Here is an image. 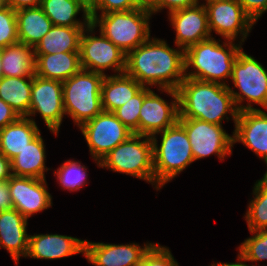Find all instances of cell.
Wrapping results in <instances>:
<instances>
[{
    "label": "cell",
    "mask_w": 267,
    "mask_h": 266,
    "mask_svg": "<svg viewBox=\"0 0 267 266\" xmlns=\"http://www.w3.org/2000/svg\"><path fill=\"white\" fill-rule=\"evenodd\" d=\"M84 243L77 237L61 234H33L29 235L28 251L25 258L58 260L69 256L84 255Z\"/></svg>",
    "instance_id": "obj_19"
},
{
    "label": "cell",
    "mask_w": 267,
    "mask_h": 266,
    "mask_svg": "<svg viewBox=\"0 0 267 266\" xmlns=\"http://www.w3.org/2000/svg\"><path fill=\"white\" fill-rule=\"evenodd\" d=\"M136 266H179L169 247L154 243Z\"/></svg>",
    "instance_id": "obj_35"
},
{
    "label": "cell",
    "mask_w": 267,
    "mask_h": 266,
    "mask_svg": "<svg viewBox=\"0 0 267 266\" xmlns=\"http://www.w3.org/2000/svg\"><path fill=\"white\" fill-rule=\"evenodd\" d=\"M46 145L41 133L26 148L11 160V172L14 176L46 179L50 168L46 167Z\"/></svg>",
    "instance_id": "obj_24"
},
{
    "label": "cell",
    "mask_w": 267,
    "mask_h": 266,
    "mask_svg": "<svg viewBox=\"0 0 267 266\" xmlns=\"http://www.w3.org/2000/svg\"><path fill=\"white\" fill-rule=\"evenodd\" d=\"M204 6L210 33L213 31L223 39L239 40L244 44L255 23L245 13L238 0L210 2Z\"/></svg>",
    "instance_id": "obj_13"
},
{
    "label": "cell",
    "mask_w": 267,
    "mask_h": 266,
    "mask_svg": "<svg viewBox=\"0 0 267 266\" xmlns=\"http://www.w3.org/2000/svg\"><path fill=\"white\" fill-rule=\"evenodd\" d=\"M125 73L143 87L177 90L185 79L184 50L151 36L126 54Z\"/></svg>",
    "instance_id": "obj_1"
},
{
    "label": "cell",
    "mask_w": 267,
    "mask_h": 266,
    "mask_svg": "<svg viewBox=\"0 0 267 266\" xmlns=\"http://www.w3.org/2000/svg\"><path fill=\"white\" fill-rule=\"evenodd\" d=\"M40 7L53 25L87 27L91 23L88 8L80 0H42ZM82 13V20L77 15Z\"/></svg>",
    "instance_id": "obj_26"
},
{
    "label": "cell",
    "mask_w": 267,
    "mask_h": 266,
    "mask_svg": "<svg viewBox=\"0 0 267 266\" xmlns=\"http://www.w3.org/2000/svg\"><path fill=\"white\" fill-rule=\"evenodd\" d=\"M35 58V75L45 79L64 82L82 69L80 52L35 54Z\"/></svg>",
    "instance_id": "obj_21"
},
{
    "label": "cell",
    "mask_w": 267,
    "mask_h": 266,
    "mask_svg": "<svg viewBox=\"0 0 267 266\" xmlns=\"http://www.w3.org/2000/svg\"><path fill=\"white\" fill-rule=\"evenodd\" d=\"M28 220L16 209L0 212V249L10 254L15 266L28 251L29 235Z\"/></svg>",
    "instance_id": "obj_20"
},
{
    "label": "cell",
    "mask_w": 267,
    "mask_h": 266,
    "mask_svg": "<svg viewBox=\"0 0 267 266\" xmlns=\"http://www.w3.org/2000/svg\"><path fill=\"white\" fill-rule=\"evenodd\" d=\"M151 139L155 190L160 191L195 161L188 135L178 121L173 126L155 134Z\"/></svg>",
    "instance_id": "obj_4"
},
{
    "label": "cell",
    "mask_w": 267,
    "mask_h": 266,
    "mask_svg": "<svg viewBox=\"0 0 267 266\" xmlns=\"http://www.w3.org/2000/svg\"><path fill=\"white\" fill-rule=\"evenodd\" d=\"M155 0H141L142 4L149 7Z\"/></svg>",
    "instance_id": "obj_45"
},
{
    "label": "cell",
    "mask_w": 267,
    "mask_h": 266,
    "mask_svg": "<svg viewBox=\"0 0 267 266\" xmlns=\"http://www.w3.org/2000/svg\"><path fill=\"white\" fill-rule=\"evenodd\" d=\"M3 76L33 77L35 75L34 48L17 42L0 49Z\"/></svg>",
    "instance_id": "obj_28"
},
{
    "label": "cell",
    "mask_w": 267,
    "mask_h": 266,
    "mask_svg": "<svg viewBox=\"0 0 267 266\" xmlns=\"http://www.w3.org/2000/svg\"><path fill=\"white\" fill-rule=\"evenodd\" d=\"M238 2L255 24L267 12V0H238Z\"/></svg>",
    "instance_id": "obj_38"
},
{
    "label": "cell",
    "mask_w": 267,
    "mask_h": 266,
    "mask_svg": "<svg viewBox=\"0 0 267 266\" xmlns=\"http://www.w3.org/2000/svg\"><path fill=\"white\" fill-rule=\"evenodd\" d=\"M37 113L48 130L58 136L63 118L66 116L61 81L33 76L31 104L27 118L35 122L34 116H37Z\"/></svg>",
    "instance_id": "obj_12"
},
{
    "label": "cell",
    "mask_w": 267,
    "mask_h": 266,
    "mask_svg": "<svg viewBox=\"0 0 267 266\" xmlns=\"http://www.w3.org/2000/svg\"><path fill=\"white\" fill-rule=\"evenodd\" d=\"M237 262L235 263H231V262H215L214 263H211V265H208V266H247L246 263H244L238 256H237Z\"/></svg>",
    "instance_id": "obj_43"
},
{
    "label": "cell",
    "mask_w": 267,
    "mask_h": 266,
    "mask_svg": "<svg viewBox=\"0 0 267 266\" xmlns=\"http://www.w3.org/2000/svg\"><path fill=\"white\" fill-rule=\"evenodd\" d=\"M18 40L35 48L52 28V21L40 6L16 10Z\"/></svg>",
    "instance_id": "obj_25"
},
{
    "label": "cell",
    "mask_w": 267,
    "mask_h": 266,
    "mask_svg": "<svg viewBox=\"0 0 267 266\" xmlns=\"http://www.w3.org/2000/svg\"><path fill=\"white\" fill-rule=\"evenodd\" d=\"M230 80L236 90L230 86L228 89L239 112L261 110V108L253 107L254 104L267 110V69L253 56L248 55L243 48L234 62Z\"/></svg>",
    "instance_id": "obj_8"
},
{
    "label": "cell",
    "mask_w": 267,
    "mask_h": 266,
    "mask_svg": "<svg viewBox=\"0 0 267 266\" xmlns=\"http://www.w3.org/2000/svg\"><path fill=\"white\" fill-rule=\"evenodd\" d=\"M144 99V87L126 104L116 109L113 113L132 132L139 134V115Z\"/></svg>",
    "instance_id": "obj_33"
},
{
    "label": "cell",
    "mask_w": 267,
    "mask_h": 266,
    "mask_svg": "<svg viewBox=\"0 0 267 266\" xmlns=\"http://www.w3.org/2000/svg\"><path fill=\"white\" fill-rule=\"evenodd\" d=\"M178 118H189L223 125V121L234 122L238 118L237 109L228 86L186 78L177 89Z\"/></svg>",
    "instance_id": "obj_2"
},
{
    "label": "cell",
    "mask_w": 267,
    "mask_h": 266,
    "mask_svg": "<svg viewBox=\"0 0 267 266\" xmlns=\"http://www.w3.org/2000/svg\"><path fill=\"white\" fill-rule=\"evenodd\" d=\"M8 4L15 11L22 8L38 7L42 0H7Z\"/></svg>",
    "instance_id": "obj_41"
},
{
    "label": "cell",
    "mask_w": 267,
    "mask_h": 266,
    "mask_svg": "<svg viewBox=\"0 0 267 266\" xmlns=\"http://www.w3.org/2000/svg\"><path fill=\"white\" fill-rule=\"evenodd\" d=\"M79 130L98 168L103 157L133 134L113 112L106 111L82 124Z\"/></svg>",
    "instance_id": "obj_10"
},
{
    "label": "cell",
    "mask_w": 267,
    "mask_h": 266,
    "mask_svg": "<svg viewBox=\"0 0 267 266\" xmlns=\"http://www.w3.org/2000/svg\"><path fill=\"white\" fill-rule=\"evenodd\" d=\"M91 23L84 29L80 39V64L83 70L100 73L104 76L108 70L115 74L125 72L126 53L114 45Z\"/></svg>",
    "instance_id": "obj_9"
},
{
    "label": "cell",
    "mask_w": 267,
    "mask_h": 266,
    "mask_svg": "<svg viewBox=\"0 0 267 266\" xmlns=\"http://www.w3.org/2000/svg\"><path fill=\"white\" fill-rule=\"evenodd\" d=\"M13 208L8 180L0 181V212Z\"/></svg>",
    "instance_id": "obj_40"
},
{
    "label": "cell",
    "mask_w": 267,
    "mask_h": 266,
    "mask_svg": "<svg viewBox=\"0 0 267 266\" xmlns=\"http://www.w3.org/2000/svg\"><path fill=\"white\" fill-rule=\"evenodd\" d=\"M233 144L242 143L267 163V110H245L238 114Z\"/></svg>",
    "instance_id": "obj_18"
},
{
    "label": "cell",
    "mask_w": 267,
    "mask_h": 266,
    "mask_svg": "<svg viewBox=\"0 0 267 266\" xmlns=\"http://www.w3.org/2000/svg\"><path fill=\"white\" fill-rule=\"evenodd\" d=\"M146 7L141 0H93L87 7L89 14H105L112 11H128Z\"/></svg>",
    "instance_id": "obj_36"
},
{
    "label": "cell",
    "mask_w": 267,
    "mask_h": 266,
    "mask_svg": "<svg viewBox=\"0 0 267 266\" xmlns=\"http://www.w3.org/2000/svg\"><path fill=\"white\" fill-rule=\"evenodd\" d=\"M3 77V71H2V63H1V57H0V79Z\"/></svg>",
    "instance_id": "obj_48"
},
{
    "label": "cell",
    "mask_w": 267,
    "mask_h": 266,
    "mask_svg": "<svg viewBox=\"0 0 267 266\" xmlns=\"http://www.w3.org/2000/svg\"><path fill=\"white\" fill-rule=\"evenodd\" d=\"M20 118L16 111L0 99V129H3L8 124L14 123Z\"/></svg>",
    "instance_id": "obj_39"
},
{
    "label": "cell",
    "mask_w": 267,
    "mask_h": 266,
    "mask_svg": "<svg viewBox=\"0 0 267 266\" xmlns=\"http://www.w3.org/2000/svg\"><path fill=\"white\" fill-rule=\"evenodd\" d=\"M100 168L141 179L155 189L151 137L133 133L103 157Z\"/></svg>",
    "instance_id": "obj_7"
},
{
    "label": "cell",
    "mask_w": 267,
    "mask_h": 266,
    "mask_svg": "<svg viewBox=\"0 0 267 266\" xmlns=\"http://www.w3.org/2000/svg\"><path fill=\"white\" fill-rule=\"evenodd\" d=\"M154 242L112 244L85 239L84 258L94 266H136Z\"/></svg>",
    "instance_id": "obj_17"
},
{
    "label": "cell",
    "mask_w": 267,
    "mask_h": 266,
    "mask_svg": "<svg viewBox=\"0 0 267 266\" xmlns=\"http://www.w3.org/2000/svg\"><path fill=\"white\" fill-rule=\"evenodd\" d=\"M17 42L16 11L9 6L0 11V49Z\"/></svg>",
    "instance_id": "obj_34"
},
{
    "label": "cell",
    "mask_w": 267,
    "mask_h": 266,
    "mask_svg": "<svg viewBox=\"0 0 267 266\" xmlns=\"http://www.w3.org/2000/svg\"><path fill=\"white\" fill-rule=\"evenodd\" d=\"M168 20L174 29L176 47L184 51L200 41L213 37L208 27L207 12L202 2L170 12Z\"/></svg>",
    "instance_id": "obj_16"
},
{
    "label": "cell",
    "mask_w": 267,
    "mask_h": 266,
    "mask_svg": "<svg viewBox=\"0 0 267 266\" xmlns=\"http://www.w3.org/2000/svg\"><path fill=\"white\" fill-rule=\"evenodd\" d=\"M86 27H66L53 25L49 32L34 48L35 54H56L79 52L80 39Z\"/></svg>",
    "instance_id": "obj_27"
},
{
    "label": "cell",
    "mask_w": 267,
    "mask_h": 266,
    "mask_svg": "<svg viewBox=\"0 0 267 266\" xmlns=\"http://www.w3.org/2000/svg\"><path fill=\"white\" fill-rule=\"evenodd\" d=\"M191 144L194 161L215 155L222 162L233 152V134L226 132L222 125L198 119L178 118Z\"/></svg>",
    "instance_id": "obj_11"
},
{
    "label": "cell",
    "mask_w": 267,
    "mask_h": 266,
    "mask_svg": "<svg viewBox=\"0 0 267 266\" xmlns=\"http://www.w3.org/2000/svg\"><path fill=\"white\" fill-rule=\"evenodd\" d=\"M249 233L252 234V236L244 239L238 246L237 256L246 263L247 266H261L253 263L267 260V229L249 231ZM247 262H251L252 264H247Z\"/></svg>",
    "instance_id": "obj_32"
},
{
    "label": "cell",
    "mask_w": 267,
    "mask_h": 266,
    "mask_svg": "<svg viewBox=\"0 0 267 266\" xmlns=\"http://www.w3.org/2000/svg\"><path fill=\"white\" fill-rule=\"evenodd\" d=\"M243 45L210 37L184 51L185 77L229 86L234 62ZM190 70V71H189Z\"/></svg>",
    "instance_id": "obj_3"
},
{
    "label": "cell",
    "mask_w": 267,
    "mask_h": 266,
    "mask_svg": "<svg viewBox=\"0 0 267 266\" xmlns=\"http://www.w3.org/2000/svg\"><path fill=\"white\" fill-rule=\"evenodd\" d=\"M266 167H267V163H266ZM263 177L267 180V170L265 171V174L263 175Z\"/></svg>",
    "instance_id": "obj_49"
},
{
    "label": "cell",
    "mask_w": 267,
    "mask_h": 266,
    "mask_svg": "<svg viewBox=\"0 0 267 266\" xmlns=\"http://www.w3.org/2000/svg\"><path fill=\"white\" fill-rule=\"evenodd\" d=\"M143 86L125 72L106 75L101 85V100L103 111L114 112L126 104Z\"/></svg>",
    "instance_id": "obj_22"
},
{
    "label": "cell",
    "mask_w": 267,
    "mask_h": 266,
    "mask_svg": "<svg viewBox=\"0 0 267 266\" xmlns=\"http://www.w3.org/2000/svg\"><path fill=\"white\" fill-rule=\"evenodd\" d=\"M8 187L13 208L27 220L53 206L46 179L12 175L8 179Z\"/></svg>",
    "instance_id": "obj_15"
},
{
    "label": "cell",
    "mask_w": 267,
    "mask_h": 266,
    "mask_svg": "<svg viewBox=\"0 0 267 266\" xmlns=\"http://www.w3.org/2000/svg\"><path fill=\"white\" fill-rule=\"evenodd\" d=\"M87 7L92 3L93 0H80Z\"/></svg>",
    "instance_id": "obj_47"
},
{
    "label": "cell",
    "mask_w": 267,
    "mask_h": 266,
    "mask_svg": "<svg viewBox=\"0 0 267 266\" xmlns=\"http://www.w3.org/2000/svg\"><path fill=\"white\" fill-rule=\"evenodd\" d=\"M8 7H9V4L7 0H0V11Z\"/></svg>",
    "instance_id": "obj_44"
},
{
    "label": "cell",
    "mask_w": 267,
    "mask_h": 266,
    "mask_svg": "<svg viewBox=\"0 0 267 266\" xmlns=\"http://www.w3.org/2000/svg\"><path fill=\"white\" fill-rule=\"evenodd\" d=\"M170 96V102L163 99L149 87H144V99L139 115V134L152 137L173 126L179 117L177 90L158 89Z\"/></svg>",
    "instance_id": "obj_14"
},
{
    "label": "cell",
    "mask_w": 267,
    "mask_h": 266,
    "mask_svg": "<svg viewBox=\"0 0 267 266\" xmlns=\"http://www.w3.org/2000/svg\"><path fill=\"white\" fill-rule=\"evenodd\" d=\"M40 133L36 122L27 117H20L0 129V152L11 161Z\"/></svg>",
    "instance_id": "obj_23"
},
{
    "label": "cell",
    "mask_w": 267,
    "mask_h": 266,
    "mask_svg": "<svg viewBox=\"0 0 267 266\" xmlns=\"http://www.w3.org/2000/svg\"><path fill=\"white\" fill-rule=\"evenodd\" d=\"M61 164L53 171L61 189L75 192L81 190L84 185H88V167L73 159L66 160Z\"/></svg>",
    "instance_id": "obj_31"
},
{
    "label": "cell",
    "mask_w": 267,
    "mask_h": 266,
    "mask_svg": "<svg viewBox=\"0 0 267 266\" xmlns=\"http://www.w3.org/2000/svg\"><path fill=\"white\" fill-rule=\"evenodd\" d=\"M89 15L91 24L126 54L151 37L148 7Z\"/></svg>",
    "instance_id": "obj_5"
},
{
    "label": "cell",
    "mask_w": 267,
    "mask_h": 266,
    "mask_svg": "<svg viewBox=\"0 0 267 266\" xmlns=\"http://www.w3.org/2000/svg\"><path fill=\"white\" fill-rule=\"evenodd\" d=\"M198 1L200 3V0H198ZM201 1H203V0H201ZM204 1H205V3H204ZM204 1L202 4H206V3H210V2H217V1H228V0H204Z\"/></svg>",
    "instance_id": "obj_46"
},
{
    "label": "cell",
    "mask_w": 267,
    "mask_h": 266,
    "mask_svg": "<svg viewBox=\"0 0 267 266\" xmlns=\"http://www.w3.org/2000/svg\"><path fill=\"white\" fill-rule=\"evenodd\" d=\"M33 77H7L0 79V99L10 105L20 117H27L31 104Z\"/></svg>",
    "instance_id": "obj_29"
},
{
    "label": "cell",
    "mask_w": 267,
    "mask_h": 266,
    "mask_svg": "<svg viewBox=\"0 0 267 266\" xmlns=\"http://www.w3.org/2000/svg\"><path fill=\"white\" fill-rule=\"evenodd\" d=\"M11 176V161L0 152V181L8 180Z\"/></svg>",
    "instance_id": "obj_42"
},
{
    "label": "cell",
    "mask_w": 267,
    "mask_h": 266,
    "mask_svg": "<svg viewBox=\"0 0 267 266\" xmlns=\"http://www.w3.org/2000/svg\"><path fill=\"white\" fill-rule=\"evenodd\" d=\"M244 219L249 231L267 229V180L262 177L253 186Z\"/></svg>",
    "instance_id": "obj_30"
},
{
    "label": "cell",
    "mask_w": 267,
    "mask_h": 266,
    "mask_svg": "<svg viewBox=\"0 0 267 266\" xmlns=\"http://www.w3.org/2000/svg\"><path fill=\"white\" fill-rule=\"evenodd\" d=\"M198 0H155L148 8L153 15L167 9V14L170 12L191 7L198 4Z\"/></svg>",
    "instance_id": "obj_37"
},
{
    "label": "cell",
    "mask_w": 267,
    "mask_h": 266,
    "mask_svg": "<svg viewBox=\"0 0 267 266\" xmlns=\"http://www.w3.org/2000/svg\"><path fill=\"white\" fill-rule=\"evenodd\" d=\"M104 75L81 69L62 82L66 116L79 128L103 111L101 85Z\"/></svg>",
    "instance_id": "obj_6"
}]
</instances>
